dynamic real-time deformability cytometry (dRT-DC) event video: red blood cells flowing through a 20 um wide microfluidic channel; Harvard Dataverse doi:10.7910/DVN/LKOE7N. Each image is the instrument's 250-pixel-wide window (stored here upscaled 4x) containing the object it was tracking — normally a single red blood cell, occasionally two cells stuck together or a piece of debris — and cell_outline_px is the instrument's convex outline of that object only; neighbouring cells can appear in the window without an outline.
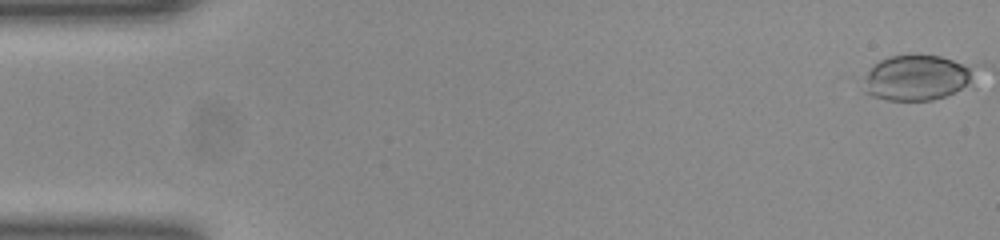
{"species": "common noctule bat (a hibernating species)", "species_latin": "Nyctalus noctula", "temperature_condition": "room temperature", "stored_images_in_passage": 6, "camera_frame_rate_fps": 3000, "um_per_image_px": 0.085, "animal": {"sex": "female", "body_mass_g": 23.0, "forearm_length_mm": 53.4}, "frame": {"image": 1, "passage_image": 1, "time_ms": 0.0, "image_size_px": [1000, 240], "cell_outline_px": [[976, 88], [932, 100], [888, 100], [872, 96], [860, 92], [864, 76], [872, 64], [888, 56], [940, 56], [952, 60], [968, 68]], "centroid_in_image_um": [77.87, 6.66], "position_along_channel_um": 7.1, "area_um2": 29.77}}